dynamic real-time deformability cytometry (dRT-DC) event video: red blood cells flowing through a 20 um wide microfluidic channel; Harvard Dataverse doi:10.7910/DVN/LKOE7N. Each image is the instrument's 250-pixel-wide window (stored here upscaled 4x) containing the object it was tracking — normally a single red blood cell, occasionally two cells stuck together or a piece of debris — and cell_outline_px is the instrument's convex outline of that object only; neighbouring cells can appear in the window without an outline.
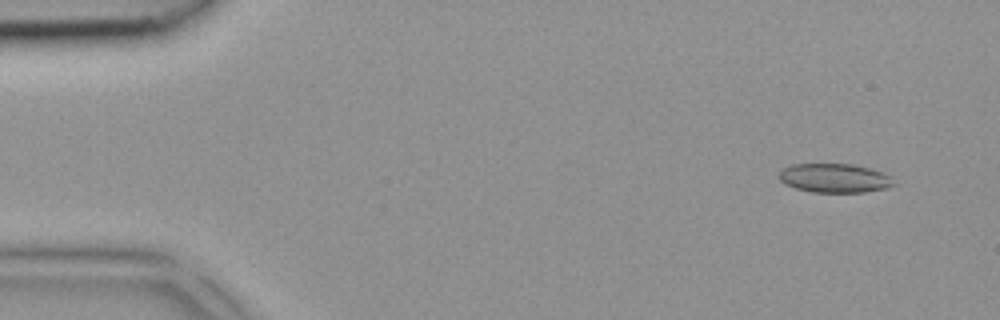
{"species": "common noctule bat (a hibernating species)", "species_latin": "Nyctalus noctula", "temperature_condition": "room temperature", "stored_images_in_passage": 3, "camera_frame_rate_fps": 3000, "um_per_image_px": 0.085, "animal": {"sex": "female", "body_mass_g": 18.4}, "frame": {"image": 1, "passage_image": 1, "time_ms": 0.0, "image_size_px": [1000, 320], "cell_outline_px": [[896, 184], [888, 188], [864, 192], [812, 192], [796, 188], [784, 184], [780, 180], [780, 172], [784, 168], [792, 164], [852, 164], [868, 168], [892, 176]], "centroid_in_image_um": [70.96, 15.14], "position_along_channel_um": 14.0, "area_um2": 19.36}}
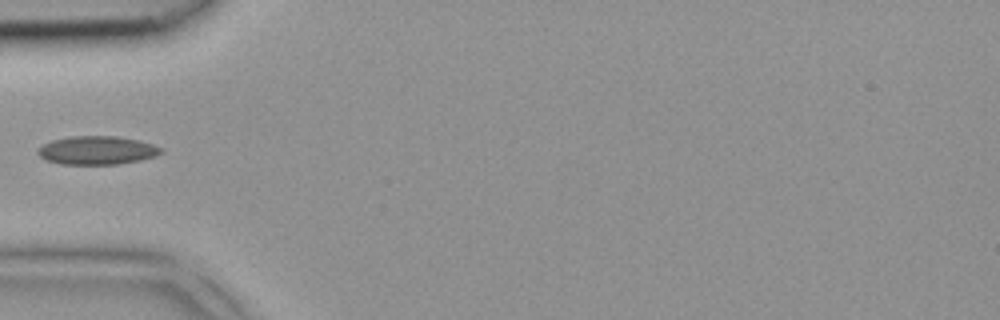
{"frame": {"image": 2, "passage_image": 3, "time_ms": 0.667, "image_size_px": [1000, 320], "cell_outline_px": [[164, 152], [156, 156], [140, 160], [120, 164], [60, 164], [48, 160], [40, 156], [36, 152], [44, 144], [52, 140], [72, 136], [116, 136], [140, 140], [164, 148]], "centroid_in_image_um": [8.31, 12.77], "position_along_channel_um": 76.7, "area_um2": 20.46}}